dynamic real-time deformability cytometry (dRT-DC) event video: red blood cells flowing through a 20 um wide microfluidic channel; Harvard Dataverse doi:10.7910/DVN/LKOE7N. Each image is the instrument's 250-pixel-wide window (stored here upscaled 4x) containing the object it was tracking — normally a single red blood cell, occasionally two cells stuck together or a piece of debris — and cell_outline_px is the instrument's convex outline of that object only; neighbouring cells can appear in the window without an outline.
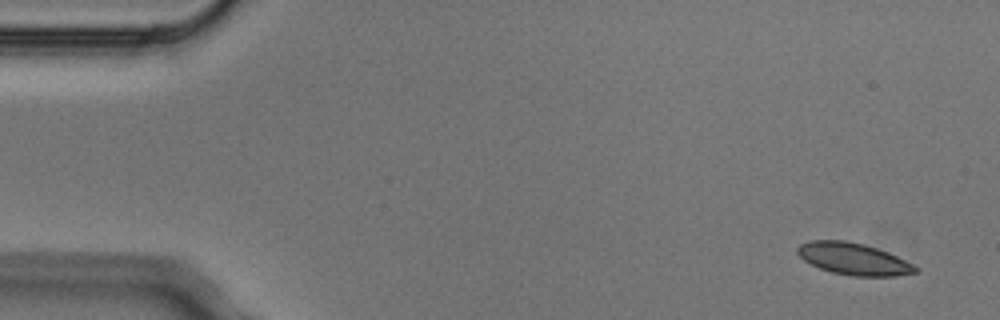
{"species": "Egyptian fruit bat (a non-hibernating species)", "species_latin": "Rousettus aegyptiacus", "temperature_condition": "cold", "stored_images_in_passage": 5, "camera_frame_rate_fps": 3000, "um_per_image_px": 0.085, "animal": {"sex": "male"}, "frame": {"image": 1, "passage_image": 1, "time_ms": 0.0, "image_size_px": [1000, 320], "cell_outline_px": [[920, 268], [916, 272], [896, 276], [852, 276], [832, 272], [820, 268], [804, 260], [796, 252], [796, 248], [800, 244], [808, 240], [844, 240], [864, 244], [888, 252]], "centroid_in_image_um": [72.53, 22.0], "position_along_channel_um": 12.5, "area_um2": 21.85}}